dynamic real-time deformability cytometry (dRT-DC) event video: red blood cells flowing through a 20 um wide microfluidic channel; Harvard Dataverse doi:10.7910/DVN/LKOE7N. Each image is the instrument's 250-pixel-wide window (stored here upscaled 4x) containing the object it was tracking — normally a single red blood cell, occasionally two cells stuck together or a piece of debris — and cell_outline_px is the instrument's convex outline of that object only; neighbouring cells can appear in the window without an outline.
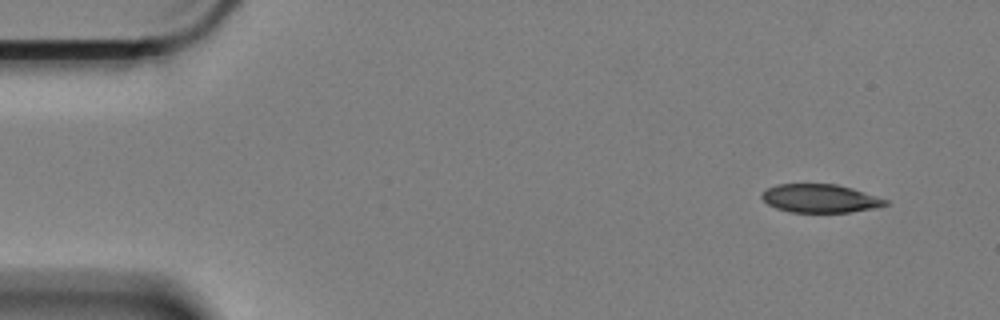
{"species": "Egyptian fruit bat (a non-hibernating species)", "species_latin": "Rousettus aegyptiacus", "temperature_condition": "cold", "stored_images_in_passage": 56, "camera_frame_rate_fps": 3000, "um_per_image_px": 0.085, "animal": {"sex": "female"}, "frame": {"image": 1, "passage_image": 1, "time_ms": 0.0, "image_size_px": [1000, 320], "cell_outline_px": [[888, 204], [872, 208], [848, 212], [788, 212], [776, 208], [768, 204], [760, 196], [768, 188], [776, 184], [836, 184], [852, 188], [888, 200]], "centroid_in_image_um": [69.68, 16.86], "position_along_channel_um": 15.3, "area_um2": 20.23}}
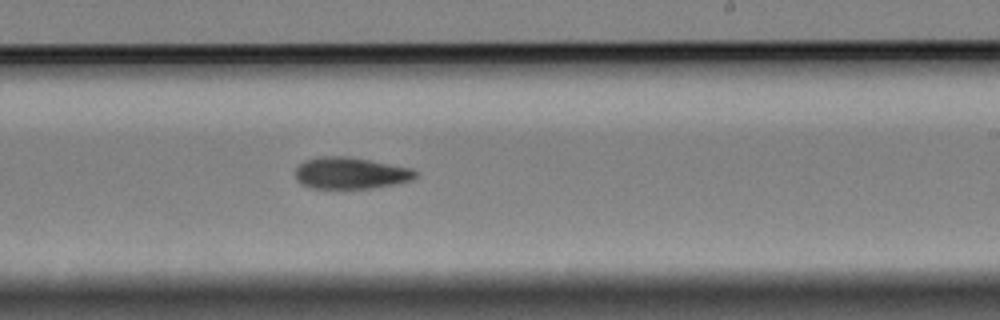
{"frame": {"image": 2, "passage_image": 32, "time_ms": 10.333, "image_size_px": [1000, 320], "cell_outline_px": [[416, 176], [412, 180], [396, 184], [372, 188], [312, 188], [296, 180], [296, 168], [304, 160], [320, 156], [348, 156], [412, 168], [416, 172]], "centroid_in_image_um": [29.8, 14.71], "position_along_channel_um": 259.2, "area_um2": 22.08}}
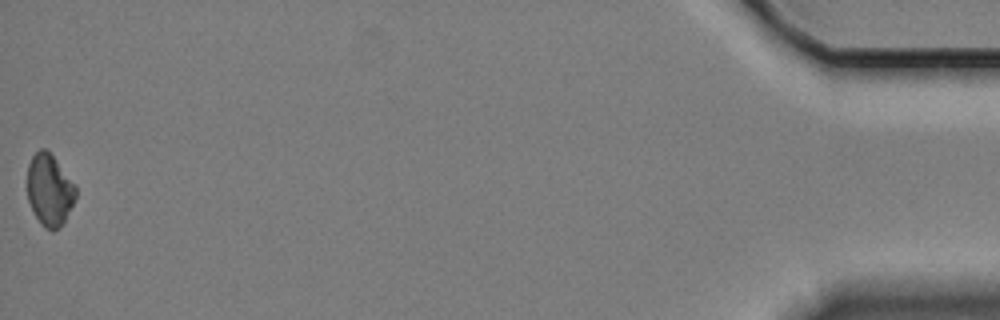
{"frame": {"image": 3, "passage_image": 56, "time_ms": 18.333, "image_size_px": [1000, 320], "cell_outline_px": [[76, 196], [64, 224], [60, 228], [52, 232], [44, 228], [40, 224], [28, 200], [28, 164], [32, 156], [40, 148], [44, 148], [52, 156], [76, 184]], "centroid_in_image_um": [4.22, 16.19], "position_along_channel_um": 431.0, "area_um2": 20.29}}